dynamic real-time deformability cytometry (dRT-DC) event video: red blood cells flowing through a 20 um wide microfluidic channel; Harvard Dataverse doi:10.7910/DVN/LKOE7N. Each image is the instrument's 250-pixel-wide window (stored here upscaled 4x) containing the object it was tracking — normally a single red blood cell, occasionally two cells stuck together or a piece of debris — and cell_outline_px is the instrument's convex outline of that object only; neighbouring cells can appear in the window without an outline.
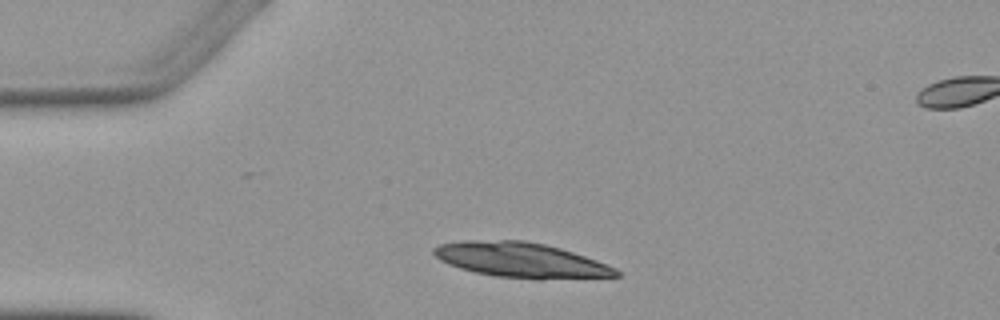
{"species": "Egyptian fruit bat (a non-hibernating species)", "species_latin": "Rousettus aegyptiacus", "temperature_condition": "warm", "stored_images_in_passage": 4, "camera_frame_rate_fps": 3000, "um_per_image_px": 0.085, "animal": {"sex": "female"}, "frame": {"image": 1, "passage_image": 1, "time_ms": 0.0, "image_size_px": [1000, 320], "cell_outline_px": [[620, 276], [540, 280], [496, 276], [476, 272], [460, 268], [448, 264], [440, 260], [432, 252], [432, 248], [440, 244], [460, 240], [524, 240], [544, 244], [560, 248], [608, 264], [616, 268], [620, 272]], "centroid_in_image_um": [44.28, 22.11], "position_along_channel_um": 40.7, "area_um2": 37.34}}